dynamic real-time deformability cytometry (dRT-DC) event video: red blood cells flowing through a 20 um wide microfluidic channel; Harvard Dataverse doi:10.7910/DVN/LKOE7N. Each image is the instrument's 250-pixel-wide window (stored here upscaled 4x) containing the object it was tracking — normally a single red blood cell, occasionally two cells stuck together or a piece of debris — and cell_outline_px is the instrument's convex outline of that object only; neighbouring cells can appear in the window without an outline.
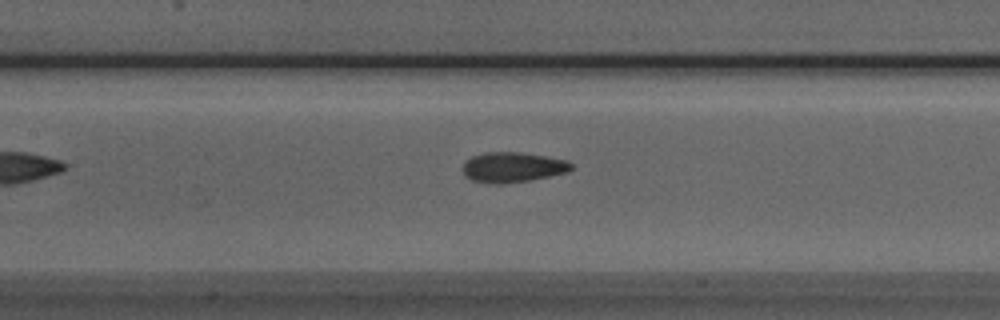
{"species": "Egyptian fruit bat (a non-hibernating species)", "species_latin": "Rousettus aegyptiacus", "temperature_condition": "room temperature", "stored_images_in_passage": 32, "camera_frame_rate_fps": 3000, "um_per_image_px": 0.085, "animal": {"sex": "male"}, "frame": {"image": 1, "passage_image": 10, "time_ms": 3.0, "image_size_px": [1000, 320], "cell_outline_px": [[572, 168], [568, 172], [532, 180], [500, 184], [488, 184], [472, 180], [464, 176], [464, 160], [472, 156], [484, 152], [520, 152], [568, 160], [572, 164]], "centroid_in_image_um": [43.56, 14.22], "position_along_channel_um": 163.8, "area_um2": 19.25}}
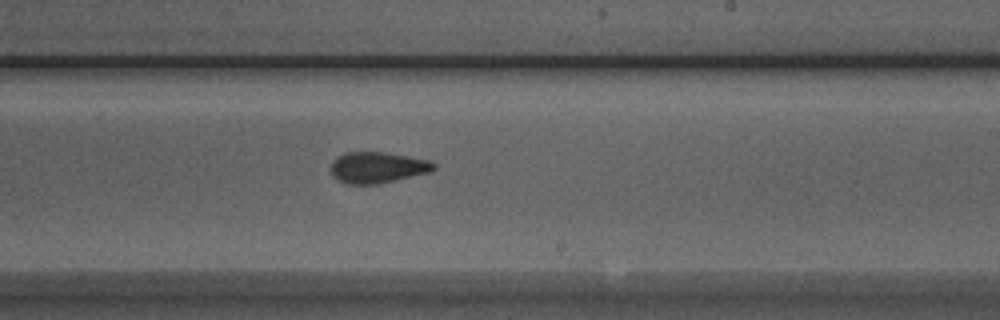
{"frame": {"image": 2, "passage_image": 17, "time_ms": 5.333, "image_size_px": [1000, 320], "cell_outline_px": [[436, 168], [428, 172], [380, 184], [348, 184], [336, 180], [332, 176], [332, 160], [336, 156], [344, 152], [384, 152], [428, 160], [436, 164]], "centroid_in_image_um": [32.04, 14.24], "position_along_channel_um": 257.0, "area_um2": 18.67}}
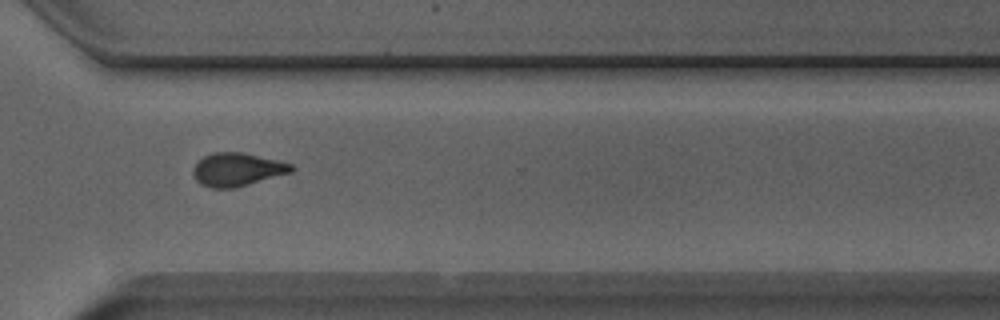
{"frame": {"image": 3, "passage_image": 24, "time_ms": 7.667, "image_size_px": [1000, 320], "cell_outline_px": [[296, 168], [292, 172], [236, 188], [212, 188], [200, 184], [196, 180], [192, 172], [192, 168], [204, 156], [212, 152], [244, 152], [292, 164]], "centroid_in_image_um": [20.16, 14.41], "position_along_channel_um": 350.4, "area_um2": 19.13}, "authors_computed_cell_mechanics": {"area_um2": 18.9295, "velocity_mm_per_s": 4.0052, "shape_relaxation_time_tau1_ms": 5.875, "shape_relaxation_time_tau2_ms": 1.6511, "deformation_change_tau1": 0.1381, "deformation_change_tau2": 0.0795}}